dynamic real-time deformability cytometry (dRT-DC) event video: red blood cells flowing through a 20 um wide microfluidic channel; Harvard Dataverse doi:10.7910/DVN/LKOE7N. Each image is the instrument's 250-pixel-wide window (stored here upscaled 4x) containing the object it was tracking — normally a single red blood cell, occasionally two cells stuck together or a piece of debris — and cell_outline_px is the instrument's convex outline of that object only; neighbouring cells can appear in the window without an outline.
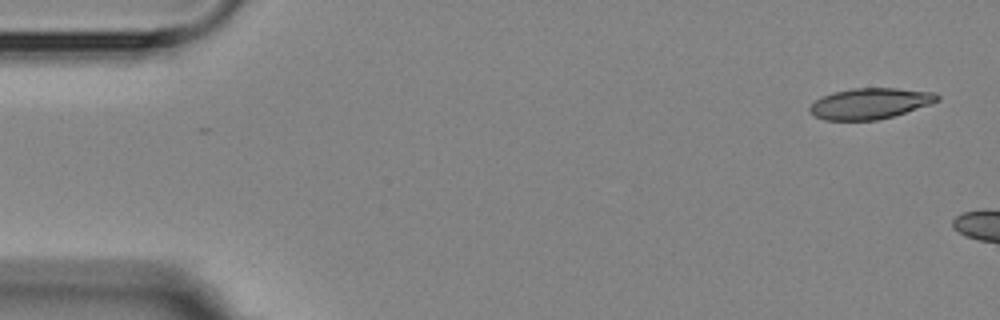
{"species": "Egyptian fruit bat (a non-hibernating species)", "species_latin": "Rousettus aegyptiacus", "temperature_condition": "room temperature", "stored_images_in_passage": 6, "camera_frame_rate_fps": 3000, "um_per_image_px": 0.085, "animal": {"sex": "female"}, "frame": {"image": 1, "passage_image": 1, "time_ms": 0.0, "image_size_px": [1000, 320], "cell_outline_px": [[940, 100], [892, 116], [876, 120], [824, 120], [816, 116], [808, 108], [816, 100], [832, 92], [852, 88], [896, 88], [936, 92], [940, 96]], "centroid_in_image_um": [73.96, 8.78], "position_along_channel_um": 11.0, "area_um2": 22.66}}
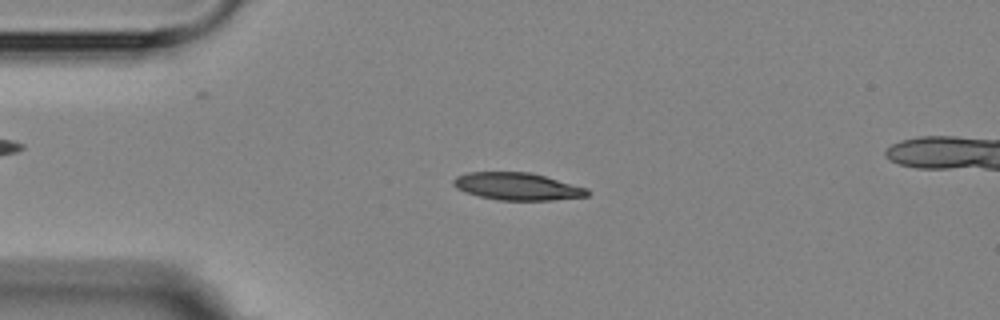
{"frame": {"image": 2, "passage_image": 5, "time_ms": 5.333, "image_size_px": [1000, 320], "cell_outline_px": [[592, 192], [588, 196], [552, 200], [496, 200], [480, 196], [456, 188], [452, 184], [452, 180], [456, 176], [468, 172], [528, 172], [544, 176], [588, 188]], "centroid_in_image_um": [43.98, 15.84], "position_along_channel_um": 41.0, "area_um2": 21.33}}